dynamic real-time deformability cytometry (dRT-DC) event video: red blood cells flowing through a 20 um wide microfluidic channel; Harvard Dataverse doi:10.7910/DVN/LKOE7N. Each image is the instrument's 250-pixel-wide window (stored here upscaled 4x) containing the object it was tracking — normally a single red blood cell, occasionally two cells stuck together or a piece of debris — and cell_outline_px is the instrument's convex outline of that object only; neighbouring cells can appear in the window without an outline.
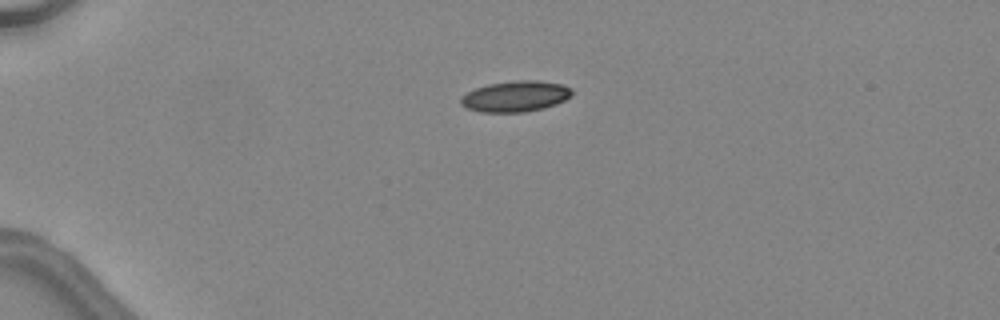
{"species": "common noctule bat (a hibernating species)", "species_latin": "Nyctalus noctula", "temperature_condition": "warm", "stored_images_in_passage": 35, "camera_frame_rate_fps": 3000, "um_per_image_px": 0.085, "animal": {"sex": "female", "body_mass_g": 24.6, "forearm_length_mm": 56.2}, "frame": {"image": 1, "passage_image": 1, "time_ms": 0.0, "image_size_px": [1000, 320], "cell_outline_px": [[572, 96], [556, 104], [544, 108], [524, 112], [480, 112], [468, 108], [460, 104], [460, 96], [476, 88], [488, 84], [516, 80], [540, 80], [564, 84], [572, 88]], "centroid_in_image_um": [43.84, 8.18], "position_along_channel_um": 41.2, "area_um2": 20.17}}
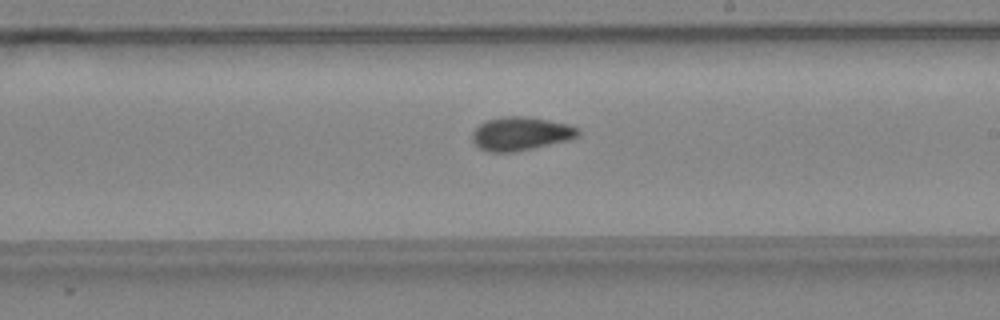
{"frame": {"image": 2, "passage_image": 18, "time_ms": 5.667, "image_size_px": [1000, 320], "cell_outline_px": [[580, 136], [568, 140], [532, 148], [512, 152], [488, 152], [480, 148], [472, 140], [472, 132], [480, 124], [488, 120], [504, 116], [524, 116], [548, 120], [568, 124], [580, 128]], "centroid_in_image_um": [44.28, 11.36], "position_along_channel_um": 244.7, "area_um2": 20.58}}
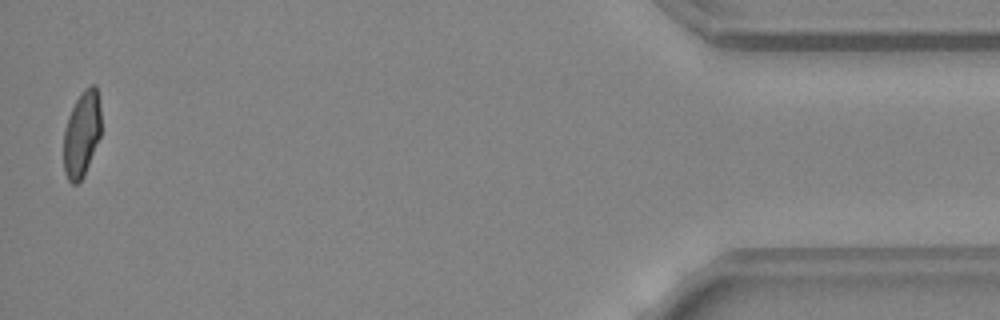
{"frame": {"image": 3, "passage_image": 35, "time_ms": 11.333, "image_size_px": [1000, 320], "cell_outline_px": [[100, 136], [84, 176], [76, 184], [72, 184], [68, 180], [64, 172], [64, 128], [68, 116], [76, 100], [84, 88], [92, 84], [96, 84], [100, 108]], "centroid_in_image_um": [6.94, 11.38], "position_along_channel_um": 428.3, "area_um2": 18.73}, "authors_computed_cell_mechanics": {"area_um2": 20.1144, "velocity_mm_per_s": 4.5515, "shape_relaxation_time_tau1_ms": 9.421, "shape_relaxation_time_tau2_ms": 1.7998, "deformation_change_tau1": 0.2275, "deformation_change_tau2": 0.0733}}